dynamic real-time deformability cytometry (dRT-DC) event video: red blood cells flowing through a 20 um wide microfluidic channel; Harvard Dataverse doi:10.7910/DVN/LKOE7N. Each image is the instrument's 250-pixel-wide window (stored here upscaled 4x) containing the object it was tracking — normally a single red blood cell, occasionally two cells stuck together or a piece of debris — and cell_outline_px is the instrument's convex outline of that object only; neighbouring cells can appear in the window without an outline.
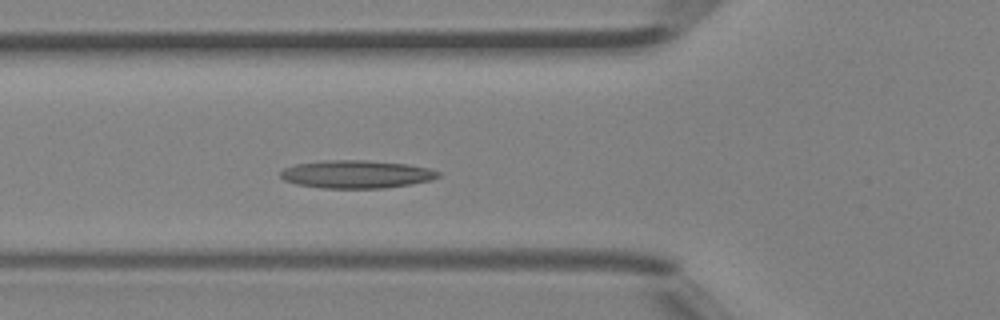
{"species": "Egyptian fruit bat (a non-hibernating species)", "species_latin": "Rousettus aegyptiacus", "temperature_condition": "room temperature", "stored_images_in_passage": 32, "camera_frame_rate_fps": 3000, "um_per_image_px": 0.085, "animal": {"sex": "female"}, "frame": {"image": 1, "passage_image": 3, "time_ms": 0.667, "image_size_px": [1000, 320], "cell_outline_px": [[440, 176], [432, 180], [412, 184], [384, 188], [324, 188], [296, 184], [284, 180], [280, 176], [280, 172], [284, 168], [296, 164], [324, 160], [368, 160], [404, 164], [428, 168], [440, 172]], "centroid_in_image_um": [30.29, 14.81], "position_along_channel_um": 95.5, "area_um2": 25.66}}
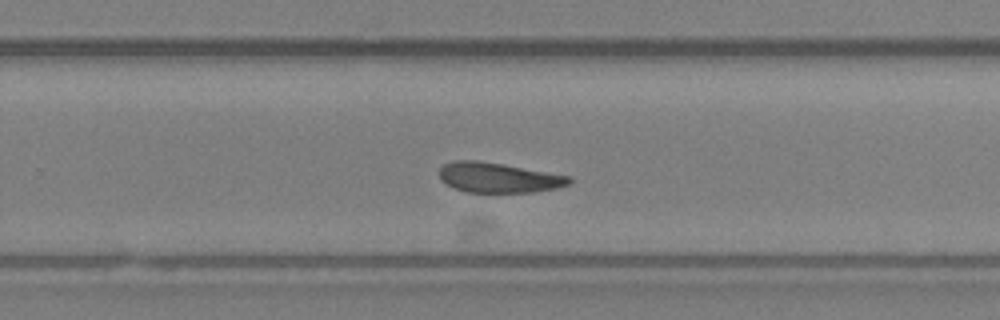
{"frame": {"image": 2, "passage_image": 16, "time_ms": 5.0, "image_size_px": [1000, 320], "cell_outline_px": [[572, 180], [568, 184], [556, 188], [532, 192], [464, 192], [452, 188], [444, 184], [440, 180], [440, 168], [444, 164], [456, 160], [476, 160], [504, 164], [572, 176]], "centroid_in_image_um": [42.34, 15.1], "position_along_channel_um": 287.5, "area_um2": 22.89}}
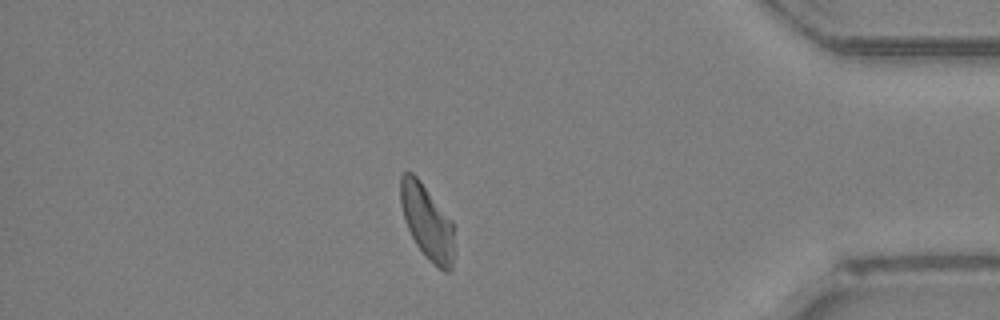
{"frame": {"image": 3, "passage_image": 26, "time_ms": 8.333, "image_size_px": [1000, 320], "cell_outline_px": [[456, 252], [452, 268], [448, 272], [444, 272], [416, 244], [408, 228], [404, 216], [400, 200], [400, 176], [404, 172], [412, 172], [420, 180], [452, 220]], "centroid_in_image_um": [36.34, 18.85], "position_along_channel_um": 398.9, "area_um2": 23.24}, "authors_computed_cell_mechanics": {"area_um2": 23.2645, "velocity_mm_per_s": 4.44, "shape_relaxation_time_tau1_ms": null, "shape_relaxation_time_tau2_ms": 2.6901, "deformation_change_tau1": null, "deformation_change_tau2": 0.1183}}